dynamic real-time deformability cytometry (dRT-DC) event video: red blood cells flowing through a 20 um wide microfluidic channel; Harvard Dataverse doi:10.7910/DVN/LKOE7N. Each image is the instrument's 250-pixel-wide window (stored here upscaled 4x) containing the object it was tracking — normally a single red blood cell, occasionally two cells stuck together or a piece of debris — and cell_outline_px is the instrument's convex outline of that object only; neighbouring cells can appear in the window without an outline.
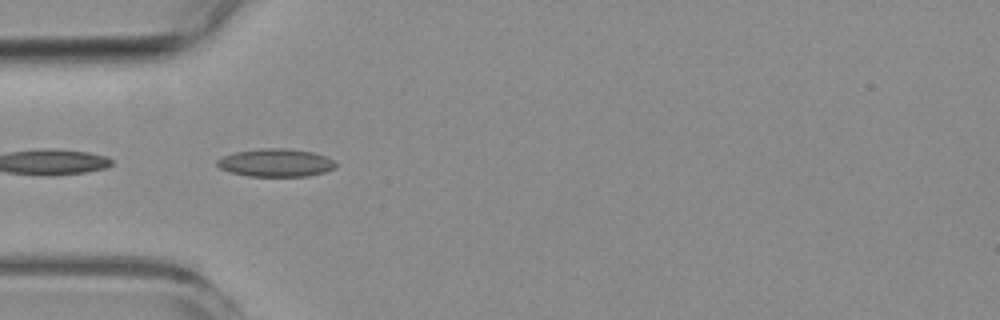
{"species": "common noctule bat (a hibernating species)", "species_latin": "Nyctalus noctula", "temperature_condition": "room temperature", "stored_images_in_passage": 5, "camera_frame_rate_fps": 3000, "um_per_image_px": 0.085, "animal": {"sex": "female", "body_mass_g": 19.3, "forearm_length_mm": 54.1}, "frame": {"image": 1, "passage_image": 5, "time_ms": 4.667, "image_size_px": [1000, 320], "cell_outline_px": [[336, 168], [324, 172], [308, 176], [248, 176], [232, 172], [220, 168], [216, 164], [216, 160], [224, 156], [236, 152], [260, 148], [284, 148], [316, 152], [332, 160], [336, 164]], "centroid_in_image_um": [23.46, 13.83], "position_along_channel_um": 61.5, "area_um2": 19.25}}